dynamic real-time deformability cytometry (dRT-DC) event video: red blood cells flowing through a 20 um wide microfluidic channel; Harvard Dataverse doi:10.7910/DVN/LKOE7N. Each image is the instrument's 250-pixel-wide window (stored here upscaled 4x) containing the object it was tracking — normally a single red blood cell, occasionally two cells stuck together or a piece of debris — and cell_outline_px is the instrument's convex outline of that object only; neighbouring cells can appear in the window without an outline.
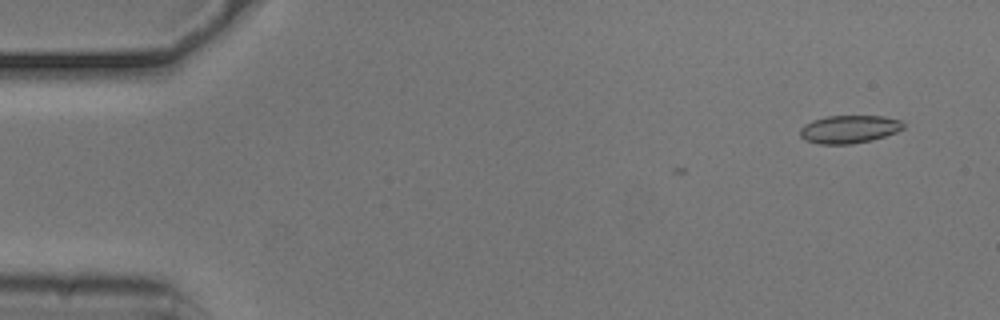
{"species": "common noctule bat (a hibernating species)", "species_latin": "Nyctalus noctula", "temperature_condition": "cold", "stored_images_in_passage": 6, "camera_frame_rate_fps": 3000, "um_per_image_px": 0.085, "animal": {"sex": "male", "body_mass_g": 20.5, "forearm_length_mm": 52.5}, "frame": {"image": 1, "passage_image": 2, "time_ms": 0.333, "image_size_px": [1000, 320], "cell_outline_px": [[904, 128], [896, 132], [872, 140], [852, 144], [820, 144], [804, 140], [800, 136], [800, 128], [804, 124], [812, 120], [828, 116], [884, 116], [900, 120], [904, 124]], "centroid_in_image_um": [72.16, 10.98], "position_along_channel_um": 12.8, "area_um2": 16.88}}